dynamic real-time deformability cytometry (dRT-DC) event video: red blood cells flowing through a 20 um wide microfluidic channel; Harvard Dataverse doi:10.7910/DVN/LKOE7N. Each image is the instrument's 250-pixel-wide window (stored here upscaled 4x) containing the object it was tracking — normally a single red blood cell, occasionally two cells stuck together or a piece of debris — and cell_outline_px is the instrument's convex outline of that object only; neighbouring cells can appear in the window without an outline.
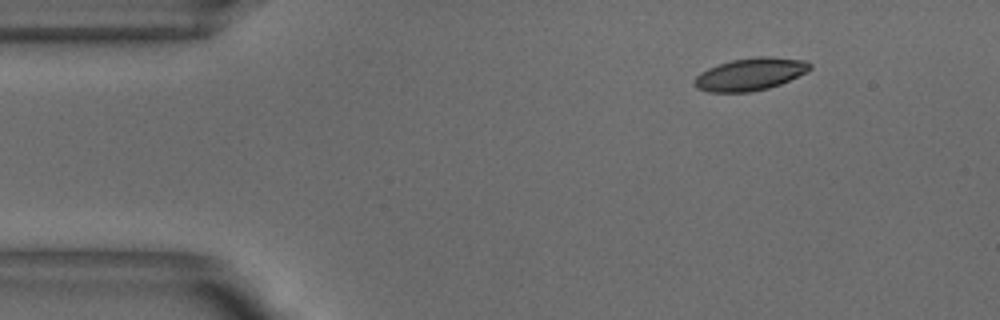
{"species": "common noctule bat (a hibernating species)", "species_latin": "Nyctalus noctula", "temperature_condition": "warm", "stored_images_in_passage": 46, "camera_frame_rate_fps": 3000, "um_per_image_px": 0.085, "animal": {"sex": "male", "body_mass_g": 18.8}, "frame": {"image": 1, "passage_image": 1, "time_ms": 0.0, "image_size_px": [1000, 320], "cell_outline_px": [[812, 68], [780, 84], [768, 88], [752, 92], [708, 92], [696, 88], [692, 84], [696, 76], [700, 72], [708, 68], [732, 60], [756, 56], [768, 56], [808, 60], [812, 64]], "centroid_in_image_um": [63.75, 6.3], "position_along_channel_um": 21.2, "area_um2": 21.91}}
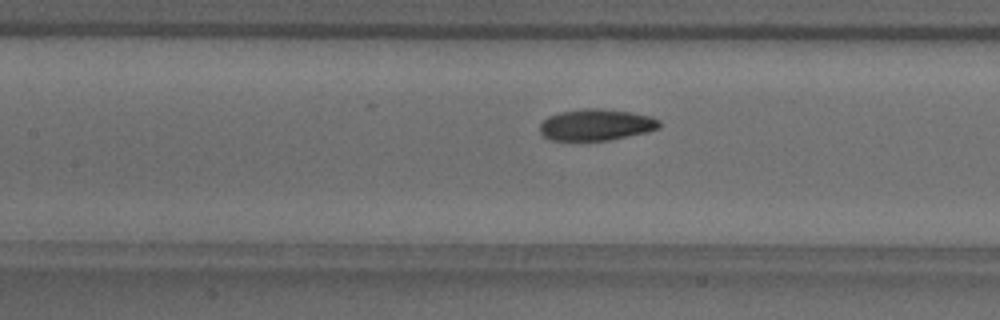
{"frame": {"image": 2, "passage_image": 17, "time_ms": 5.333, "image_size_px": [1000, 320], "cell_outline_px": [[660, 128], [648, 132], [608, 140], [552, 140], [544, 136], [540, 132], [540, 124], [548, 116], [560, 112], [584, 108], [604, 108], [632, 112], [652, 116], [660, 120]], "centroid_in_image_um": [50.71, 10.59], "position_along_channel_um": 156.7, "area_um2": 22.02}}
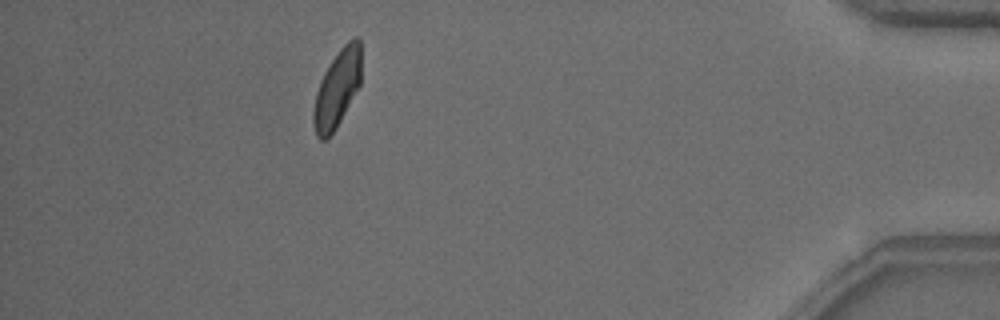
{"frame": {"image": 3, "passage_image": 41, "time_ms": 13.333, "image_size_px": [1000, 320], "cell_outline_px": [[360, 84], [336, 128], [324, 140], [320, 140], [316, 136], [312, 120], [312, 112], [316, 92], [320, 80], [324, 72], [340, 48], [348, 40], [356, 36], [360, 40]], "centroid_in_image_um": [28.63, 7.54], "position_along_channel_um": 406.6, "area_um2": 21.33}, "authors_computed_cell_mechanics": {"area_um2": 22.1374, "velocity_mm_per_s": 3.8236, "shape_relaxation_time_tau1_ms": 3.9569, "shape_relaxation_time_tau2_ms": 1.6477, "deformation_change_tau1": 0.1362, "deformation_change_tau2": 0.0615}}